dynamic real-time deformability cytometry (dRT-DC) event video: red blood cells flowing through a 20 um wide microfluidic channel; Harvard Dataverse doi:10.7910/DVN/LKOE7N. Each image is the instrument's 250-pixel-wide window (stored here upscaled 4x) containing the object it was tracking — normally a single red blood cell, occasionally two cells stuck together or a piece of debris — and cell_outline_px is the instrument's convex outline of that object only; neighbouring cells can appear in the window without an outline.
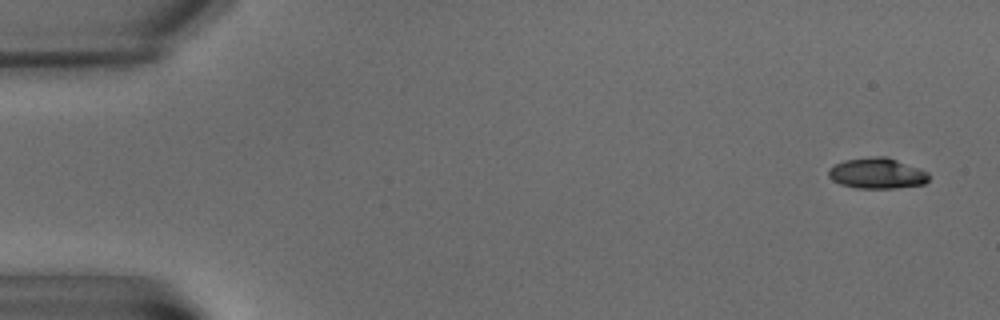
{"species": "common noctule bat (a hibernating species)", "species_latin": "Nyctalus noctula", "temperature_condition": "warm", "stored_images_in_passage": 7, "camera_frame_rate_fps": 3000, "um_per_image_px": 0.085, "animal": {"sex": "male", "body_mass_g": 15.6}, "frame": {"image": 1, "passage_image": 1, "time_ms": 0.0, "image_size_px": [1000, 320], "cell_outline_px": [[928, 180], [924, 184], [896, 188], [856, 188], [840, 184], [832, 180], [828, 176], [828, 168], [844, 160], [876, 156], [888, 156], [928, 172]], "centroid_in_image_um": [74.53, 14.73], "position_along_channel_um": 10.5, "area_um2": 17.98}}
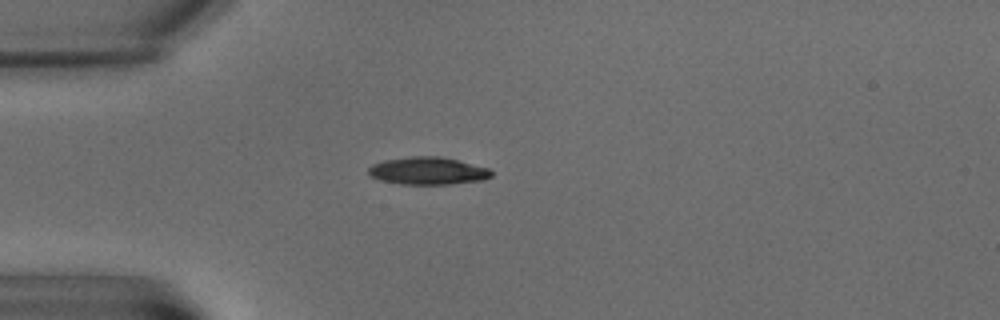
{"frame": {"image": 2, "passage_image": 5, "time_ms": 5.667, "image_size_px": [1000, 320], "cell_outline_px": [[492, 176], [484, 180], [448, 184], [400, 184], [380, 180], [372, 176], [368, 172], [368, 168], [372, 164], [384, 160], [412, 156], [440, 156], [488, 168], [492, 172]], "centroid_in_image_um": [36.35, 14.52], "position_along_channel_um": 48.6, "area_um2": 19.59}}